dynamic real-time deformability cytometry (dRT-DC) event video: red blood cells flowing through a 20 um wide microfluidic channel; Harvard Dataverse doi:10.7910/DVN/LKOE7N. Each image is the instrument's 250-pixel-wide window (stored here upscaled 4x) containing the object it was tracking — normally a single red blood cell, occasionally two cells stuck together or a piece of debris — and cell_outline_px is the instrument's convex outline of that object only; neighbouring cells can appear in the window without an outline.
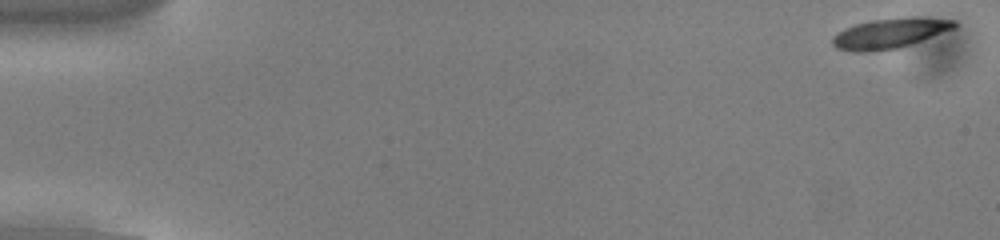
{"species": "common noctule bat (a hibernating species)", "species_latin": "Nyctalus noctula", "temperature_condition": "cold", "stored_images_in_passage": 54, "camera_frame_rate_fps": 3000, "um_per_image_px": 0.085, "animal": {"sex": "male", "body_mass_g": 13.0, "forearm_length_mm": 53.1}, "frame": {"image": 1, "passage_image": 1, "time_ms": 0.0, "image_size_px": [1000, 240], "cell_outline_px": [[956, 28], [896, 48], [872, 52], [852, 52], [836, 48], [832, 44], [832, 36], [844, 28], [856, 24], [872, 20], [916, 16], [956, 20]], "centroid_in_image_um": [75.6, 2.82], "position_along_channel_um": 9.4, "area_um2": 21.27}}
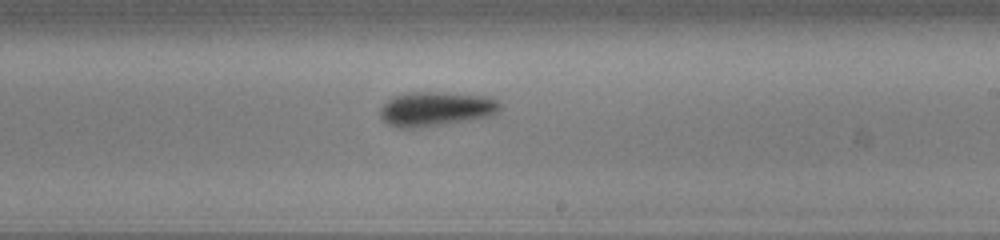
{"frame": {"image": 2, "passage_image": 32, "time_ms": 10.333, "image_size_px": [1000, 240], "cell_outline_px": [[504, 104], [500, 112], [492, 116], [420, 128], [396, 128], [388, 124], [380, 116], [380, 108], [392, 96], [404, 92], [444, 92], [488, 96]], "centroid_in_image_um": [37.08, 9.25], "position_along_channel_um": 251.9, "area_um2": 24.57}}
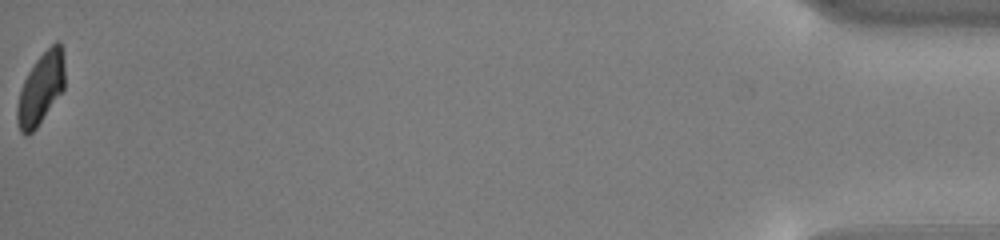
{"frame": {"image": 3, "passage_image": 54, "time_ms": 17.667, "image_size_px": [1000, 240], "cell_outline_px": [[64, 88], [36, 128], [28, 136], [24, 136], [20, 132], [16, 120], [16, 108], [20, 88], [28, 72], [36, 60], [56, 40], [60, 40], [64, 52]], "centroid_in_image_um": [3.46, 7.53], "position_along_channel_um": 431.7, "area_um2": 19.94}, "authors_computed_cell_mechanics": {"area_um2": 21.7906, "velocity_mm_per_s": 3.7814, "shape_relaxation_time_tau1_ms": 1.87, "shape_relaxation_time_tau2_ms": 2.4512, "deformation_change_tau1": 0.1248, "deformation_change_tau2": 0.1023}}